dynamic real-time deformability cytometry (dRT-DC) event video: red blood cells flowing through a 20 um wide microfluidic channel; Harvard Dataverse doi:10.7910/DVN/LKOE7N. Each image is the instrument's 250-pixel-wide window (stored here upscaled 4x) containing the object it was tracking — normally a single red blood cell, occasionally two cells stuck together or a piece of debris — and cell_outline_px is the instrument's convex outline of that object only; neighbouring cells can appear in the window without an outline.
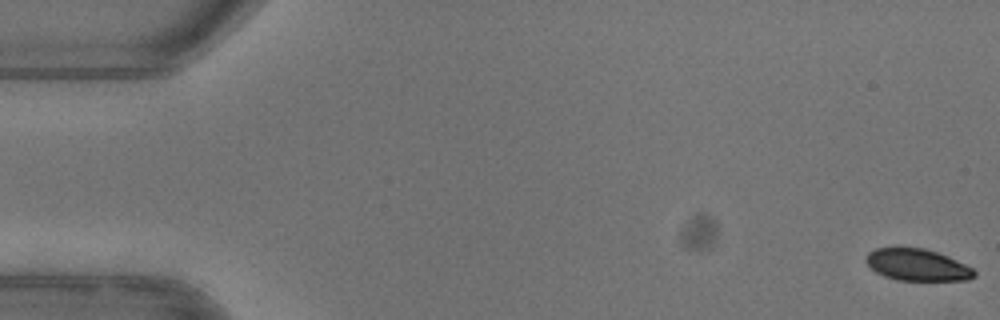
{"species": "common noctule bat (a hibernating species)", "species_latin": "Nyctalus noctula", "temperature_condition": "warm", "stored_images_in_passage": 54, "camera_frame_rate_fps": 3000, "um_per_image_px": 0.085, "animal": {"sex": "female"}, "frame": {"image": 1, "passage_image": 1, "time_ms": 0.0, "image_size_px": [1000, 320], "cell_outline_px": [[976, 276], [968, 280], [900, 280], [884, 276], [876, 272], [864, 260], [864, 256], [868, 252], [876, 248], [896, 244], [924, 248], [948, 256], [972, 268], [976, 272]], "centroid_in_image_um": [77.9, 22.46], "position_along_channel_um": 7.1, "area_um2": 20.63}}
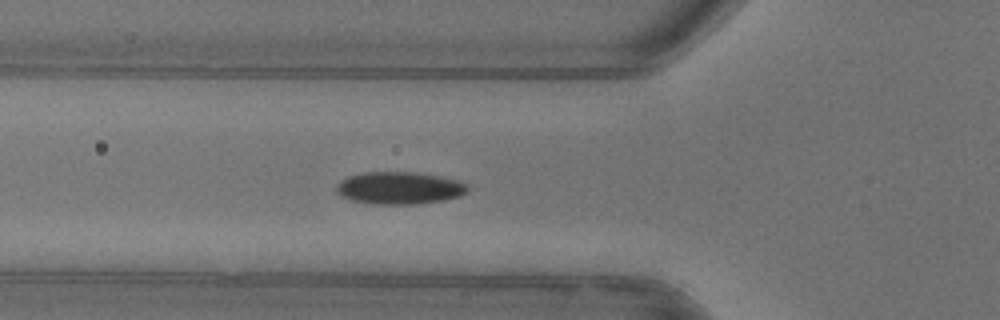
{"frame": {"image": 2, "passage_image": 19, "time_ms": 6.0, "image_size_px": [1000, 320], "cell_outline_px": [[468, 192], [460, 196], [444, 200], [416, 204], [372, 204], [352, 200], [336, 192], [336, 184], [340, 180], [348, 176], [364, 172], [416, 172], [440, 176], [460, 180], [468, 184]], "centroid_in_image_um": [33.98, 15.97], "position_along_channel_um": 91.8, "area_um2": 24.97}}
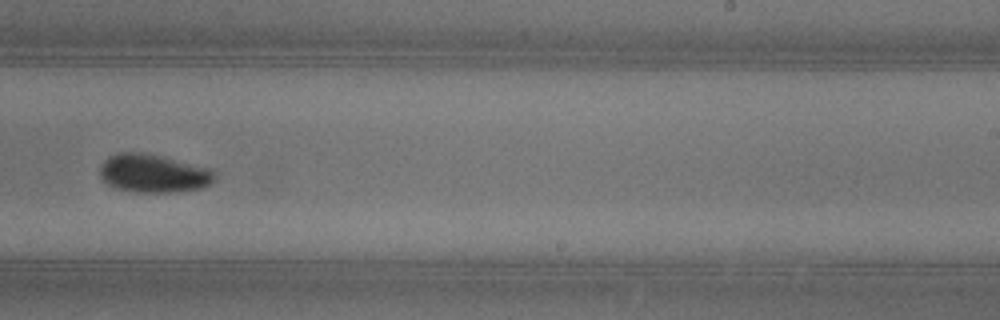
{"frame": {"image": 3, "passage_image": 33, "time_ms": 10.667, "image_size_px": [1000, 320], "cell_outline_px": [[216, 176], [204, 188], [172, 192], [132, 192], [116, 188], [108, 184], [100, 176], [100, 164], [108, 156], [116, 152], [140, 152], [160, 156], [212, 168], [216, 172]], "centroid_in_image_um": [13.03, 14.73], "position_along_channel_um": 276.0, "area_um2": 25.78}, "authors_computed_cell_mechanics": {"area_um2": 23.0333, "velocity_mm_per_s": 3.9456, "shape_relaxation_time_tau1_ms": 2.9509, "shape_relaxation_time_tau2_ms": null, "deformation_change_tau1": 0.0954, "deformation_change_tau2": null}}